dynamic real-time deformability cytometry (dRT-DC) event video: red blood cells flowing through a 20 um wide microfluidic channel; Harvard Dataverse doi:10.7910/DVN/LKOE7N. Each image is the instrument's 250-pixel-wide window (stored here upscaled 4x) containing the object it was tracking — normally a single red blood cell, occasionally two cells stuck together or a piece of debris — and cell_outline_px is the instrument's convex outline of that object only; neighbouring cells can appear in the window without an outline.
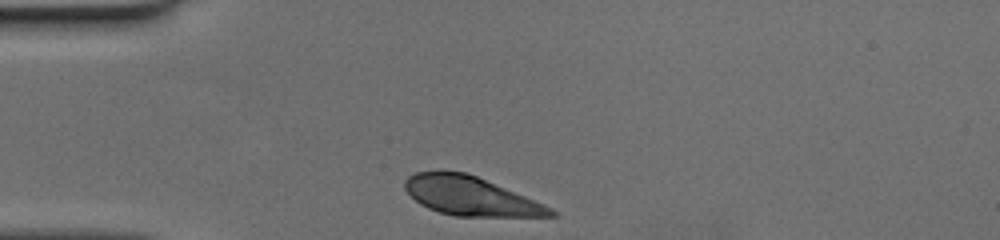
{"species": "human", "species_latin": "Homo sapiens", "temperature_condition": "cold", "stored_images_in_passage": 28, "camera_frame_rate_fps": 3000, "um_per_image_px": 0.085, "donor": {"sex": "female"}, "frame": {"image": 1, "passage_image": 1, "time_ms": 0.0, "image_size_px": [1000, 240], "cell_outline_px": [[556, 216], [456, 216], [440, 212], [428, 208], [420, 204], [404, 188], [404, 180], [408, 176], [416, 172], [464, 172], [476, 176], [524, 196], [552, 208], [556, 212]], "centroid_in_image_um": [39.96, 16.67], "position_along_channel_um": 45.0, "area_um2": 32.19}}
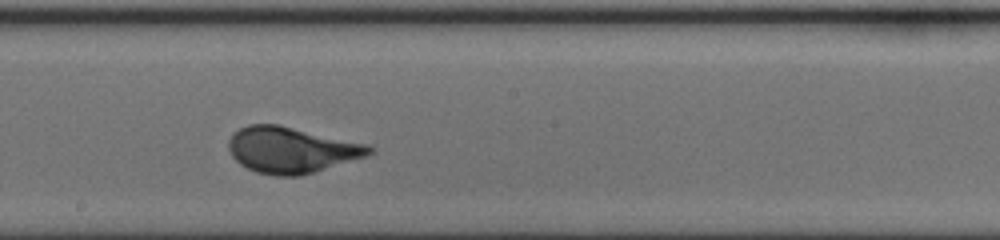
{"frame": {"image": 2, "passage_image": 16, "time_ms": 5.0, "image_size_px": [1000, 240], "cell_outline_px": [[372, 152], [364, 156], [300, 176], [276, 176], [256, 172], [240, 164], [232, 156], [228, 148], [228, 140], [240, 128], [248, 124], [280, 124], [368, 144], [372, 148]], "centroid_in_image_um": [24.72, 12.73], "position_along_channel_um": 223.5, "area_um2": 37.4}}
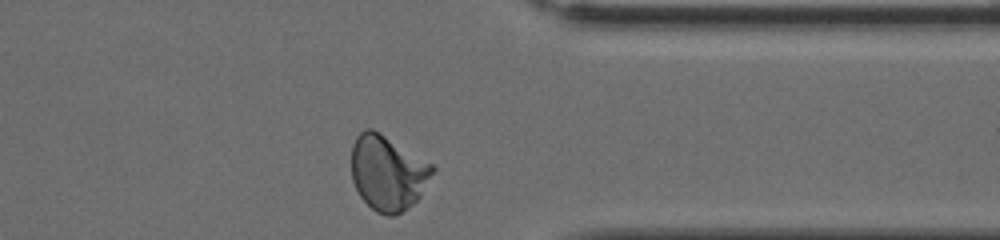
{"frame": {"image": 3, "passage_image": 28, "time_ms": 9.0, "image_size_px": [1000, 240], "cell_outline_px": [[436, 168], [420, 196], [408, 208], [396, 216], [388, 216], [376, 212], [360, 196], [352, 180], [352, 144], [356, 136], [360, 132], [368, 128], [372, 128], [380, 132], [432, 164]], "centroid_in_image_um": [32.95, 14.69], "position_along_channel_um": 378.4, "area_um2": 35.37}}